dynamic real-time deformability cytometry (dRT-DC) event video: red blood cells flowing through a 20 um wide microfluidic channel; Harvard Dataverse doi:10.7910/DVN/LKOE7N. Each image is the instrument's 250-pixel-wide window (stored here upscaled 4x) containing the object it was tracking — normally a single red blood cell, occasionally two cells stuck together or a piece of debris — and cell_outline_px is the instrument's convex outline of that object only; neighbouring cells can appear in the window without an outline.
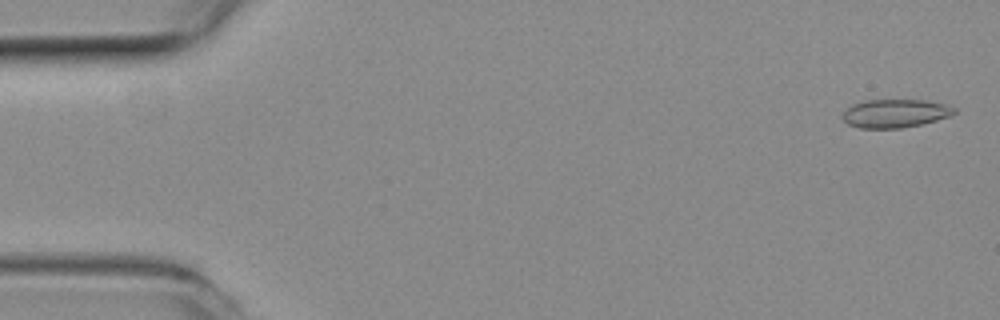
{"species": "common noctule bat (a hibernating species)", "species_latin": "Nyctalus noctula", "temperature_condition": "room temperature", "stored_images_in_passage": 52, "camera_frame_rate_fps": 3000, "um_per_image_px": 0.085, "animal": {"sex": "female", "body_mass_g": 19.3, "forearm_length_mm": 54.1}, "frame": {"image": 1, "passage_image": 2, "time_ms": 0.333, "image_size_px": [1000, 320], "cell_outline_px": [[956, 112], [948, 116], [936, 120], [920, 124], [900, 128], [860, 128], [848, 124], [840, 116], [852, 104], [864, 100], [924, 100], [944, 104], [956, 108]], "centroid_in_image_um": [76.05, 9.63], "position_along_channel_um": 8.9, "area_um2": 18.32}}
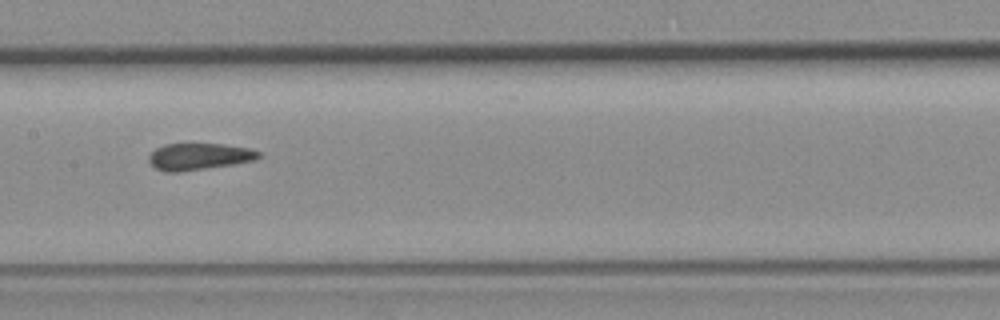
{"frame": {"image": 2, "passage_image": 26, "time_ms": 8.333, "image_size_px": [1000, 320], "cell_outline_px": [[264, 156], [256, 160], [232, 164], [180, 172], [164, 172], [156, 168], [148, 160], [148, 156], [156, 148], [164, 144], [220, 144], [252, 148], [260, 152]], "centroid_in_image_um": [16.95, 13.3], "position_along_channel_um": 190.4, "area_um2": 17.17}}
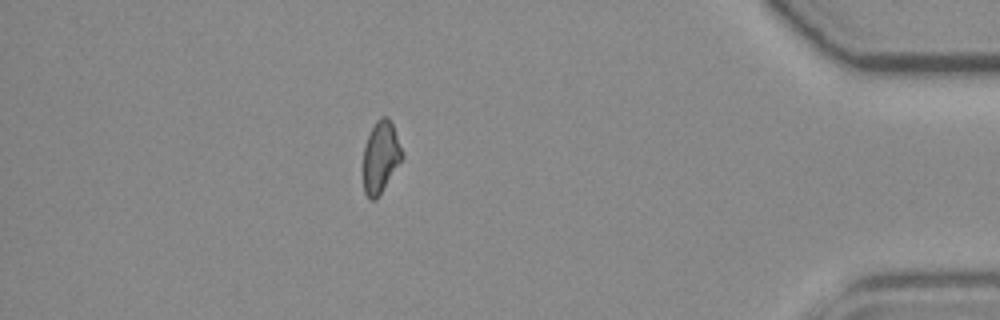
{"frame": {"image": 3, "passage_image": 46, "time_ms": 15.0, "image_size_px": [1000, 320], "cell_outline_px": [[404, 156], [376, 200], [368, 200], [364, 192], [364, 148], [368, 136], [376, 120], [380, 116], [388, 116], [392, 124]], "centroid_in_image_um": [32.35, 13.35], "position_along_channel_um": 402.9, "area_um2": 16.01}, "authors_computed_cell_mechanics": {"area_um2": 17.6579, "velocity_mm_per_s": 3.9118, "shape_relaxation_time_tau1_ms": null, "shape_relaxation_time_tau2_ms": 1.2858, "deformation_change_tau1": null, "deformation_change_tau2": 0.0937}}